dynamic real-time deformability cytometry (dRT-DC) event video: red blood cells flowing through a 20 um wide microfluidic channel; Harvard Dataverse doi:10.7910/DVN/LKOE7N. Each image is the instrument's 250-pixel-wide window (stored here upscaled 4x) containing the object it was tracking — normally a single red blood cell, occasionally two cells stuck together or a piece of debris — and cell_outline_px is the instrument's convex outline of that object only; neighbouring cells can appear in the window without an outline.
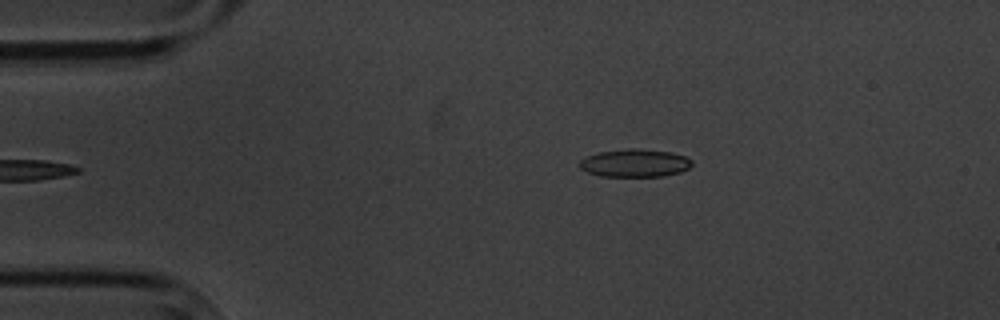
{"species": "common noctule bat (a hibernating species)", "species_latin": "Nyctalus noctula", "temperature_condition": "cold", "stored_images_in_passage": 2, "camera_frame_rate_fps": 3000, "um_per_image_px": 0.085, "animal": {"sex": "male", "body_mass_g": 20.1, "forearm_length_mm": 53.5}, "frame": {"image": 1, "passage_image": 2, "time_ms": 1.0, "image_size_px": [1000, 320], "cell_outline_px": [[692, 164], [688, 168], [680, 172], [664, 176], [600, 176], [588, 172], [580, 168], [580, 160], [588, 156], [600, 152], [628, 148], [636, 148], [672, 152], [684, 156], [692, 160]], "centroid_in_image_um": [53.98, 13.85], "position_along_channel_um": 31.0, "area_um2": 18.15}}